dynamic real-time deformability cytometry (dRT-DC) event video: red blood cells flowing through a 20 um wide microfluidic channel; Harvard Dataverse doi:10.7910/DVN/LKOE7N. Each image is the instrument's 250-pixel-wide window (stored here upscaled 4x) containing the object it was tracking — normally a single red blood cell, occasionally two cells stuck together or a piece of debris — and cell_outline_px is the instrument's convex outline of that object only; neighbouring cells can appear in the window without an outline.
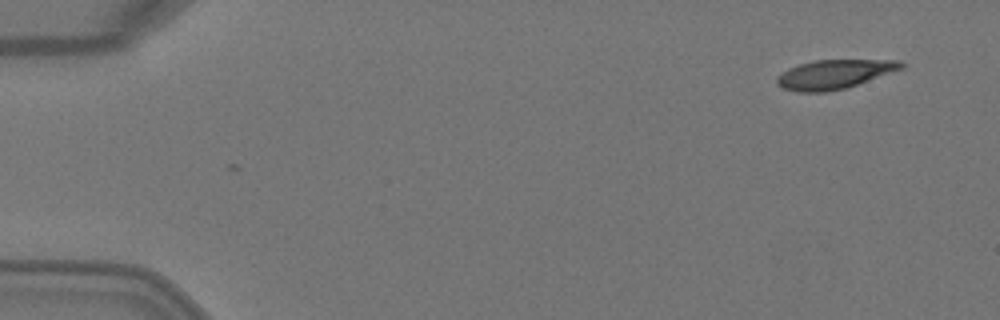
{"species": "Egyptian fruit bat (a non-hibernating species)", "species_latin": "Rousettus aegyptiacus", "temperature_condition": "warm", "stored_images_in_passage": 2, "camera_frame_rate_fps": 3000, "um_per_image_px": 0.085, "animal": {"sex": "female"}, "frame": {"image": 1, "passage_image": 2, "time_ms": 0.333, "image_size_px": [1000, 320], "cell_outline_px": [[908, 64], [904, 68], [844, 88], [828, 92], [796, 92], [780, 88], [776, 84], [776, 76], [788, 68], [812, 60], [900, 60]], "centroid_in_image_um": [70.88, 6.31], "position_along_channel_um": 14.1, "area_um2": 21.21}}